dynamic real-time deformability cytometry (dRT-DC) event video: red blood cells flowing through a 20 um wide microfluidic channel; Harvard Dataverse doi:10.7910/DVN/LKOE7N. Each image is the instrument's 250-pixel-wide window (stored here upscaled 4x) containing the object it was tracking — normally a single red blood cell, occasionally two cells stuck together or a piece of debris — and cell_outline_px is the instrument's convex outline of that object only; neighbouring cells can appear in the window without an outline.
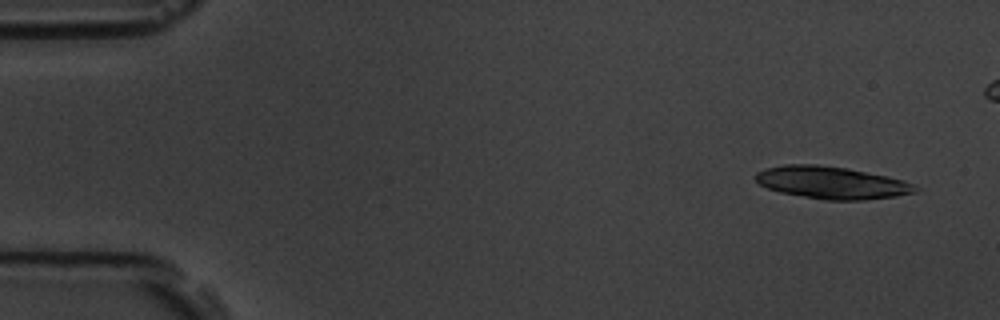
{"species": "common noctule bat (a hibernating species)", "species_latin": "Nyctalus noctula", "temperature_condition": "room temperature", "stored_images_in_passage": 6, "camera_frame_rate_fps": 3000, "um_per_image_px": 0.085, "animal": {"sex": "male", "body_mass_g": 19.5, "forearm_length_mm": 54.6}, "frame": {"image": 1, "passage_image": 1, "time_ms": 0.0, "image_size_px": [1000, 320], "cell_outline_px": [[920, 188], [916, 192], [896, 196], [864, 200], [824, 200], [780, 192], [768, 188], [760, 184], [752, 176], [756, 172], [764, 168], [784, 164], [816, 164], [848, 168], [888, 176], [904, 180], [916, 184]], "centroid_in_image_um": [70.7, 15.52], "position_along_channel_um": 14.3, "area_um2": 30.46}}